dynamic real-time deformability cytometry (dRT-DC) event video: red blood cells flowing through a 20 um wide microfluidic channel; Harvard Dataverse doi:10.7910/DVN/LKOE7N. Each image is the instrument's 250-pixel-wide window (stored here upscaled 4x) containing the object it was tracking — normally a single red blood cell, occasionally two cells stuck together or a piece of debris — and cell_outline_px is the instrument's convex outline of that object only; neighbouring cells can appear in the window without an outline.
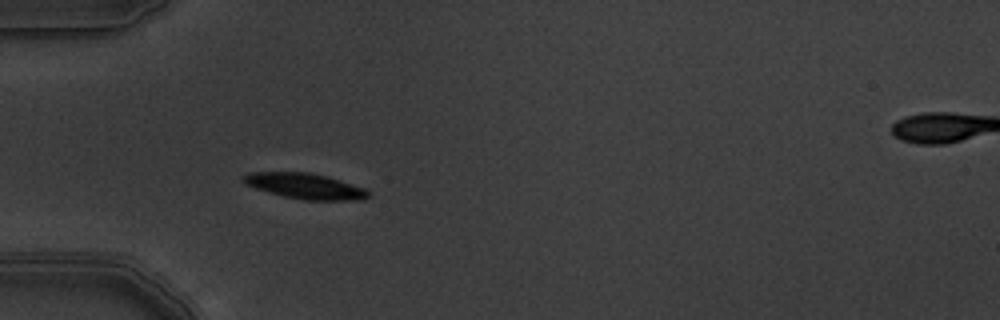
{"species": "common noctule bat (a hibernating species)", "species_latin": "Nyctalus noctula", "temperature_condition": "warm", "stored_images_in_passage": 5, "segment_of_instrument_passage": [1, 2], "camera_frame_rate_fps": 3000, "um_per_image_px": 0.085, "animal": {"sex": "male", "body_mass_g": 19.5, "forearm_length_mm": 54.6}, "frame": {"image": 1, "passage_image": 4, "time_ms": 1.0, "image_size_px": [1000, 320], "cell_outline_px": [[368, 196], [356, 200], [304, 200], [284, 196], [268, 192], [244, 184], [240, 180], [240, 176], [248, 172], [308, 172], [328, 176], [364, 188], [368, 192]], "centroid_in_image_um": [25.84, 15.8], "position_along_channel_um": 59.2, "area_um2": 18.61}}